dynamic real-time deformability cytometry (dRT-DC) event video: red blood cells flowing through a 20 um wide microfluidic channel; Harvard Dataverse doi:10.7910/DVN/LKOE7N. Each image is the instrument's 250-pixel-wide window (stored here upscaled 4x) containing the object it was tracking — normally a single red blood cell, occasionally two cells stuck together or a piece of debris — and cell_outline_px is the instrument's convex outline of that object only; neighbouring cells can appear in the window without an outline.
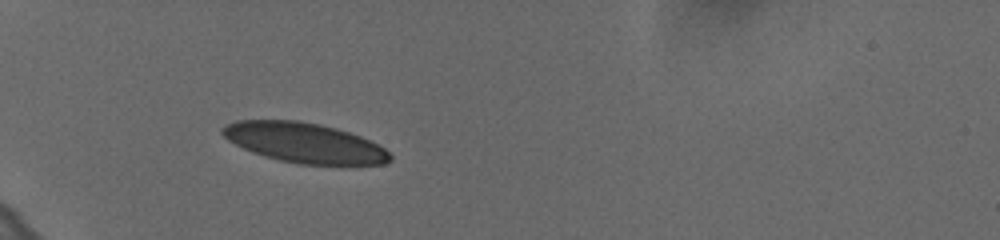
{"species": "human", "species_latin": "Homo sapiens", "temperature_condition": "cold", "stored_images_in_passage": 39, "camera_frame_rate_fps": 3000, "um_per_image_px": 0.085, "donor": {"sex": "female"}, "frame": {"image": 1, "passage_image": 1, "time_ms": 0.0, "image_size_px": [1000, 240], "cell_outline_px": [[392, 160], [384, 164], [352, 168], [300, 164], [280, 160], [264, 156], [252, 152], [228, 140], [220, 132], [220, 128], [236, 120], [296, 120], [320, 124], [348, 132], [360, 136], [384, 148], [392, 156]], "centroid_in_image_um": [25.95, 12.19], "position_along_channel_um": 59.0, "area_um2": 39.88}}
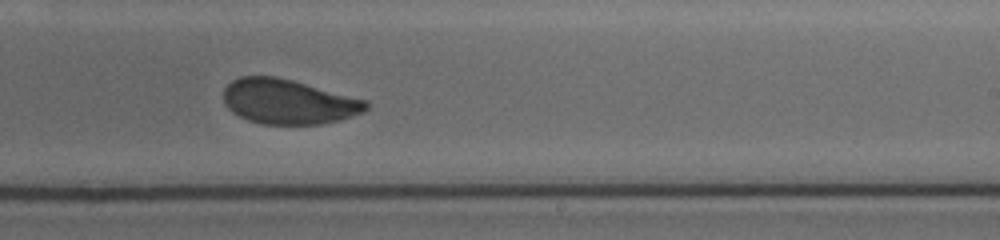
{"frame": {"image": 2, "passage_image": 20, "time_ms": 6.333, "image_size_px": [1000, 240], "cell_outline_px": [[368, 108], [364, 112], [340, 120], [320, 124], [260, 124], [248, 120], [232, 112], [224, 104], [224, 88], [232, 80], [240, 76], [276, 76], [292, 80], [368, 100]], "centroid_in_image_um": [24.51, 8.64], "position_along_channel_um": 264.5, "area_um2": 37.34}}
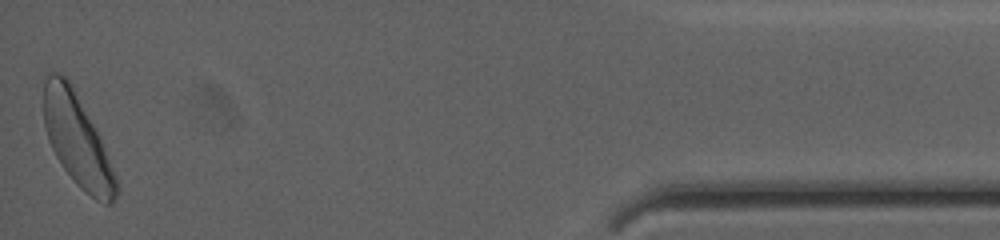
{"frame": {"image": 3, "passage_image": 39, "time_ms": 12.667, "image_size_px": [1000, 240], "cell_outline_px": [[120, 188], [112, 204], [104, 204], [96, 200], [84, 192], [76, 184], [64, 168], [56, 156], [48, 140], [44, 124], [44, 80], [48, 72], [60, 72], [68, 80], [92, 124], [104, 148]], "centroid_in_image_um": [6.54, 11.96], "position_along_channel_um": 428.7, "area_um2": 37.92}, "authors_computed_cell_mechanics": {"area_um2": 38.2058, "velocity_mm_per_s": 3.5949, "shape_relaxation_time_tau1_ms": 3.9888, "shape_relaxation_time_tau2_ms": 1.2354, "deformation_change_tau1": 0.1117, "deformation_change_tau2": 0.0532}}